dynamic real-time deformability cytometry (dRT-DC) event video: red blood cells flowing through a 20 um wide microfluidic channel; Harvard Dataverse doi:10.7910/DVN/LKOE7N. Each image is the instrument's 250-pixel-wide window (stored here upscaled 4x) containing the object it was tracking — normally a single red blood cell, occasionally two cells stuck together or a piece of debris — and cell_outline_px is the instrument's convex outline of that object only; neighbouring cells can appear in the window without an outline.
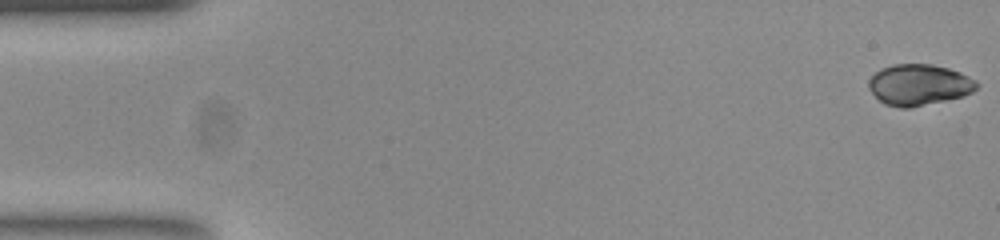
{"species": "common noctule bat (a hibernating species)", "species_latin": "Nyctalus noctula", "temperature_condition": "room temperature", "stored_images_in_passage": 54, "camera_frame_rate_fps": 3000, "um_per_image_px": 0.085, "animal": {"sex": "female", "body_mass_g": 23.0, "forearm_length_mm": 53.4}, "frame": {"image": 1, "passage_image": 1, "time_ms": 0.0, "image_size_px": [1000, 240], "cell_outline_px": [[980, 84], [972, 92], [964, 96], [912, 108], [900, 108], [884, 104], [868, 88], [868, 80], [880, 68], [892, 64], [932, 64], [948, 68], [960, 72], [976, 80]], "centroid_in_image_um": [78.12, 7.21], "position_along_channel_um": 6.9, "area_um2": 26.07}}
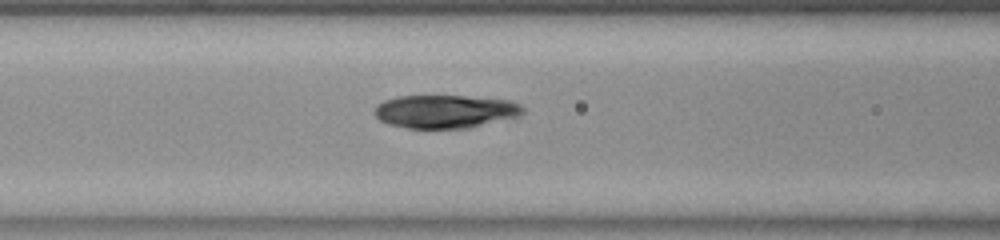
{"frame": {"image": 2, "passage_image": 22, "time_ms": 7.0, "image_size_px": [1000, 240], "cell_outline_px": [[524, 112], [520, 116], [468, 128], [408, 128], [388, 124], [380, 120], [376, 116], [376, 104], [384, 100], [396, 96], [464, 96], [512, 100], [520, 104], [524, 108]], "centroid_in_image_um": [37.87, 9.47], "position_along_channel_um": 128.7, "area_um2": 28.78}}
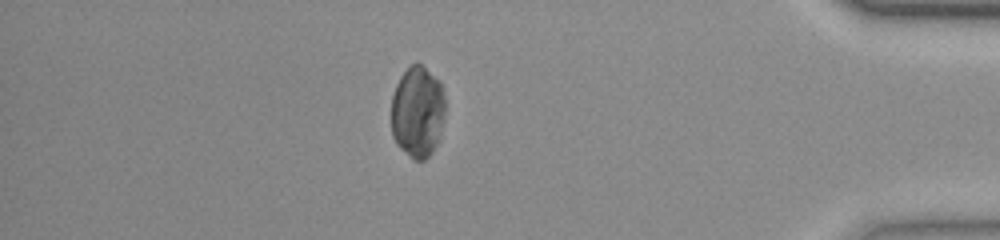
{"frame": {"image": 3, "passage_image": 47, "time_ms": 15.333, "image_size_px": [1000, 240], "cell_outline_px": [[444, 112], [440, 140], [432, 152], [424, 160], [416, 160], [400, 148], [396, 144], [392, 136], [392, 96], [396, 84], [400, 76], [408, 64], [416, 60], [440, 80], [444, 96]], "centroid_in_image_um": [35.49, 9.46], "position_along_channel_um": 399.7, "area_um2": 29.19}, "authors_computed_cell_mechanics": {"area_um2": 29.4202, "velocity_mm_per_s": 3.7704, "shape_relaxation_time_tau1_ms": 4.9696, "shape_relaxation_time_tau2_ms": null, "deformation_change_tau1": 0.1415, "deformation_change_tau2": null}}